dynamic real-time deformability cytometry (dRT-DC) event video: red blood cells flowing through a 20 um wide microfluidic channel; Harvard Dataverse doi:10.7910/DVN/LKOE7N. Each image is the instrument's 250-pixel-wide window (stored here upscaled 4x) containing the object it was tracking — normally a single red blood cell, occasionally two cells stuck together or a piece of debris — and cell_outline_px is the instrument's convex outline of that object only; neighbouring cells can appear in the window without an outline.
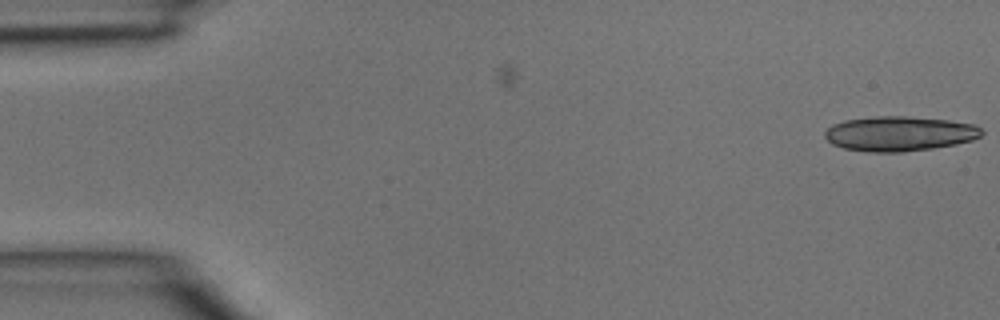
{"species": "common noctule bat (a hibernating species)", "species_latin": "Nyctalus noctula", "temperature_condition": "room temperature", "stored_images_in_passage": 2, "camera_frame_rate_fps": 3000, "um_per_image_px": 0.085, "animal": {"sex": "male", "body_mass_g": 15.6}, "frame": {"image": 1, "passage_image": 2, "time_ms": 0.333, "image_size_px": [1000, 320], "cell_outline_px": [[984, 132], [980, 136], [972, 140], [956, 144], [932, 148], [904, 152], [872, 152], [844, 148], [832, 144], [824, 136], [824, 132], [832, 124], [844, 120], [876, 116], [908, 116], [948, 120], [976, 124]], "centroid_in_image_um": [76.46, 11.35], "position_along_channel_um": 8.5, "area_um2": 31.91}}